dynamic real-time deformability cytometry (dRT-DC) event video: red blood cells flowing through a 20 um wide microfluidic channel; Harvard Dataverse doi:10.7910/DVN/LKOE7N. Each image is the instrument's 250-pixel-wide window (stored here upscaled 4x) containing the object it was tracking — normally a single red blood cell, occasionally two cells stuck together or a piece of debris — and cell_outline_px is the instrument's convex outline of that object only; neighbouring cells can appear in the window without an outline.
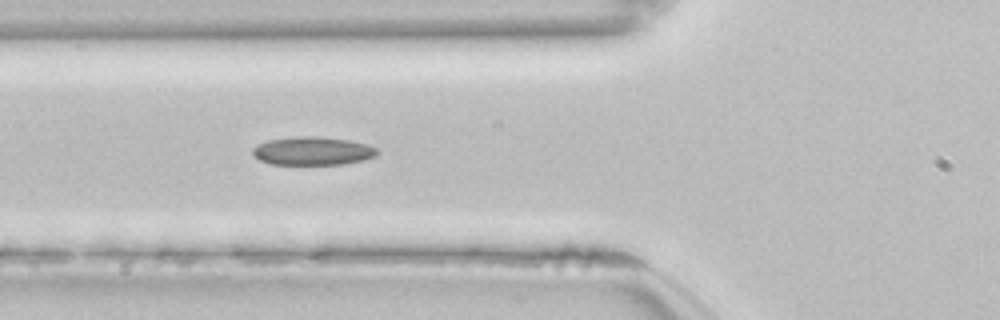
{"species": "common noctule bat (a hibernating species)", "species_latin": "Nyctalus noctula", "temperature_condition": "room temperature", "stored_images_in_passage": 49, "camera_frame_rate_fps": 3000, "um_per_image_px": 0.085, "animal": {"sex": "female", "body_mass_g": 22.7, "forearm_length_mm": 54.2}, "frame": {"image": 1, "passage_image": 15, "time_ms": 4.667, "image_size_px": [1000, 320], "cell_outline_px": [[380, 152], [376, 156], [364, 160], [344, 164], [272, 164], [260, 160], [252, 156], [252, 148], [268, 140], [296, 136], [316, 136], [348, 140], [368, 144], [376, 148]], "centroid_in_image_um": [26.59, 12.83], "position_along_channel_um": 99.2, "area_um2": 20.63}, "authors_computed_cell_mechanics": {"area_um2": 20.5768, "velocity_mm_per_s": 3.8421, "shape_relaxation_time_tau1_ms": null, "shape_relaxation_time_tau2_ms": 8.3865, "deformation_change_tau1": null, "deformation_change_tau2": 0.1587}}